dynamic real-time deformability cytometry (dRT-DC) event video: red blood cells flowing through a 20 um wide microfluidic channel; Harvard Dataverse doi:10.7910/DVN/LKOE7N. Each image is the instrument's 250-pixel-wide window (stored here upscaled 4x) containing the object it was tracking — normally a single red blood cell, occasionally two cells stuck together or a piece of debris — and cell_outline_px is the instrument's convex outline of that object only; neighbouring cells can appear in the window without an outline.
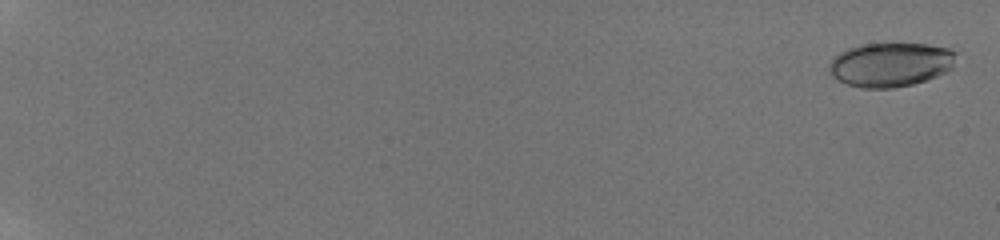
{"species": "human", "species_latin": "Homo sapiens", "temperature_condition": "room temperature", "stored_images_in_passage": 27, "camera_frame_rate_fps": 3000, "um_per_image_px": 0.085, "donor": {"sex": "male"}, "frame": {"image": 1, "passage_image": 2, "time_ms": 0.333, "image_size_px": [1000, 240], "cell_outline_px": [[956, 52], [952, 68], [948, 72], [912, 84], [892, 88], [860, 88], [848, 84], [832, 76], [828, 72], [828, 68], [832, 56], [848, 48], [860, 44], [928, 44], [952, 48]], "centroid_in_image_um": [75.69, 5.48], "position_along_channel_um": 9.3, "area_um2": 32.83}}
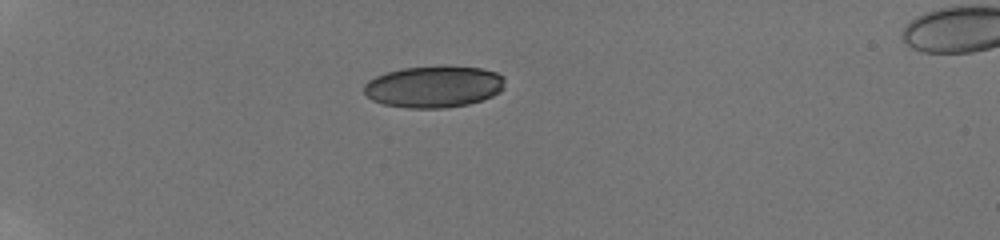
{"frame": {"image": 2, "passage_image": 20, "time_ms": 6.0, "image_size_px": [1000, 240], "cell_outline_px": [[504, 88], [500, 92], [492, 96], [468, 104], [444, 108], [408, 108], [384, 104], [372, 100], [364, 92], [364, 84], [368, 80], [376, 76], [388, 72], [404, 68], [480, 68], [496, 72], [504, 76]], "centroid_in_image_um": [36.87, 7.4], "position_along_channel_um": 48.1, "area_um2": 33.52}}
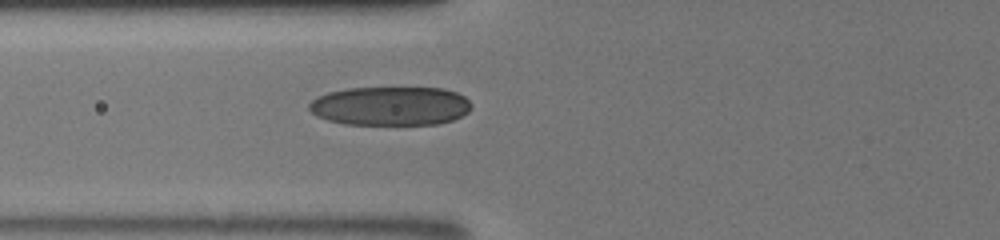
{"frame": {"image": 3, "passage_image": 27, "time_ms": 8.333, "image_size_px": [1000, 240], "cell_outline_px": [[472, 108], [468, 112], [452, 120], [436, 124], [344, 124], [328, 120], [316, 116], [308, 108], [308, 104], [316, 96], [328, 92], [348, 88], [444, 88], [456, 92], [464, 96], [472, 104]], "centroid_in_image_um": [33.17, 9.0], "position_along_channel_um": 92.6, "area_um2": 36.93}}